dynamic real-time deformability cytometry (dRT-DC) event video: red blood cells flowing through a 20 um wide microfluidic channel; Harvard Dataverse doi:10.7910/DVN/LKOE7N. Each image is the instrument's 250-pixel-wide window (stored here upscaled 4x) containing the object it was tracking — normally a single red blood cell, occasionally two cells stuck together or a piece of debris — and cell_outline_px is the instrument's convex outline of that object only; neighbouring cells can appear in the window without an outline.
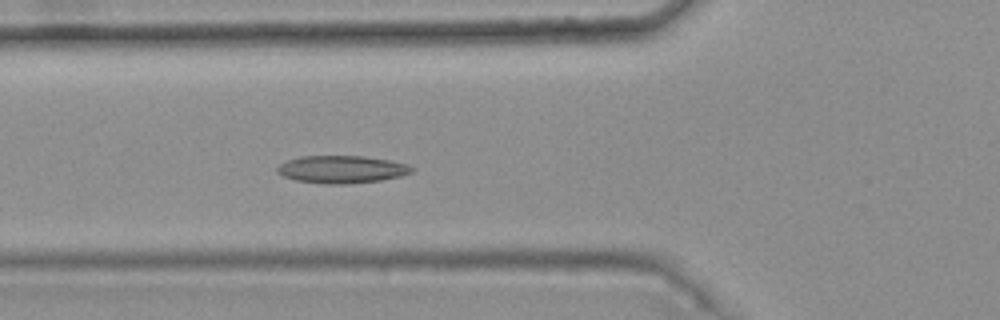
{"species": "common noctule bat (a hibernating species)", "species_latin": "Nyctalus noctula", "temperature_condition": "warm", "stored_images_in_passage": 5, "camera_frame_rate_fps": 3000, "um_per_image_px": 0.085, "animal": {"sex": "female", "body_mass_g": 25.1}, "frame": {"image": 1, "passage_image": 5, "time_ms": 1.333, "image_size_px": [1000, 320], "cell_outline_px": [[416, 168], [412, 172], [400, 176], [380, 180], [348, 184], [324, 184], [296, 180], [284, 176], [276, 172], [276, 168], [280, 164], [288, 160], [300, 156], [364, 156], [388, 160], [408, 164]], "centroid_in_image_um": [29.05, 14.39], "position_along_channel_um": 96.7, "area_um2": 21.62}}